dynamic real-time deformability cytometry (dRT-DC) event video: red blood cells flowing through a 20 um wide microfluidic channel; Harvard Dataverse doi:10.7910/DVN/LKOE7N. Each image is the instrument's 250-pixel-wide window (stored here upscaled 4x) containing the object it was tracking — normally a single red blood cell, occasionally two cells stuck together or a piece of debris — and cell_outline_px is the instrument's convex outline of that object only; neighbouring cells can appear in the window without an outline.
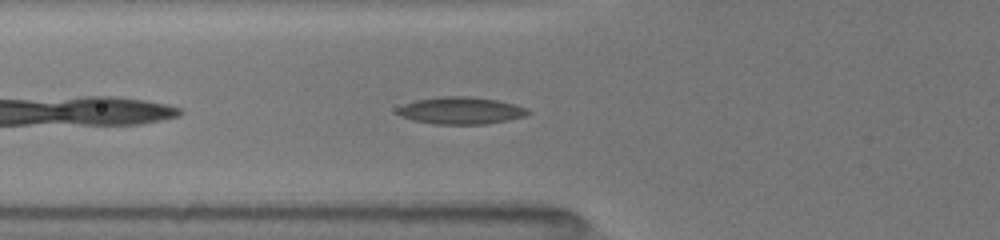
{"species": "common noctule bat (a hibernating species)", "species_latin": "Nyctalus noctula", "temperature_condition": "room temperature", "stored_images_in_passage": 34, "camera_frame_rate_fps": 3000, "um_per_image_px": 0.085, "animal": {"sex": "female", "body_mass_g": 19.5, "forearm_length_mm": 54.1}, "frame": {"image": 1, "passage_image": 4, "time_ms": 1.0, "image_size_px": [1000, 240], "cell_outline_px": [[528, 112], [524, 116], [508, 120], [484, 124], [432, 124], [412, 120], [396, 112], [396, 108], [404, 104], [416, 100], [444, 96], [468, 96], [496, 100], [528, 108]], "centroid_in_image_um": [39.14, 9.4], "position_along_channel_um": 86.7, "area_um2": 20.4}}
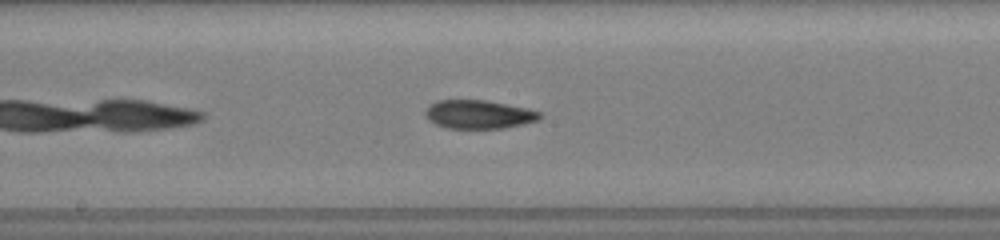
{"frame": {"image": 2, "passage_image": 13, "time_ms": 4.0, "image_size_px": [1000, 240], "cell_outline_px": [[540, 116], [536, 120], [504, 128], [448, 128], [436, 124], [428, 120], [424, 112], [436, 100], [484, 100], [528, 108], [540, 112]], "centroid_in_image_um": [40.66, 9.72], "position_along_channel_um": 207.5, "area_um2": 18.73}}
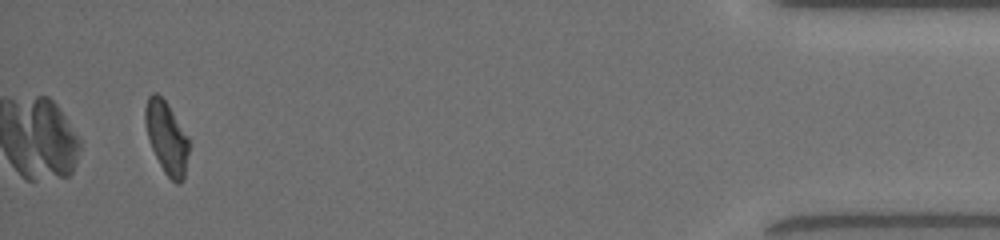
{"frame": {"image": 3, "passage_image": 34, "time_ms": 11.0, "image_size_px": [1000, 240], "cell_outline_px": [[188, 152], [184, 180], [180, 184], [176, 184], [164, 172], [152, 148], [148, 136], [144, 120], [144, 108], [148, 96], [152, 92], [156, 92], [164, 100], [188, 136]], "centroid_in_image_um": [14.15, 11.7], "position_along_channel_um": 421.1, "area_um2": 18.15}, "authors_computed_cell_mechanics": {"area_um2": 18.6983, "velocity_mm_per_s": 4.0133, "shape_relaxation_time_tau1_ms": null, "shape_relaxation_time_tau2_ms": 1.8961, "deformation_change_tau1": null, "deformation_change_tau2": 0.0875}}